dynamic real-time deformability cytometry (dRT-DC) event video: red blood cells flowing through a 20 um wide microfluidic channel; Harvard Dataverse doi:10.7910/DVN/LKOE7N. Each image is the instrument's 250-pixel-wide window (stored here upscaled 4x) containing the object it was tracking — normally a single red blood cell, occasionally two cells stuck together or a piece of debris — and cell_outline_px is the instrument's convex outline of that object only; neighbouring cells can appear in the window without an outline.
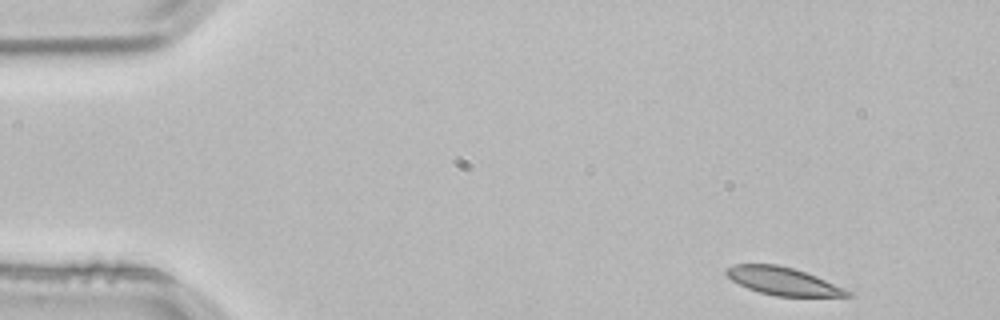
{"species": "common noctule bat (a hibernating species)", "species_latin": "Nyctalus noctula", "temperature_condition": "room temperature", "stored_images_in_passage": 3, "segment_of_instrument_passage": [1, 2], "camera_frame_rate_fps": 3000, "um_per_image_px": 0.085, "animal": {"sex": "male", "body_mass_g": 21.5, "forearm_length_mm": 52.0}, "frame": {"image": 1, "passage_image": 1, "time_ms": 0.0, "image_size_px": [1000, 320], "cell_outline_px": [[852, 296], [776, 296], [760, 292], [748, 288], [732, 280], [724, 272], [732, 264], [776, 264], [792, 268], [816, 276], [844, 288], [852, 292]], "centroid_in_image_um": [66.55, 23.89], "position_along_channel_um": 18.5, "area_um2": 19.31}}